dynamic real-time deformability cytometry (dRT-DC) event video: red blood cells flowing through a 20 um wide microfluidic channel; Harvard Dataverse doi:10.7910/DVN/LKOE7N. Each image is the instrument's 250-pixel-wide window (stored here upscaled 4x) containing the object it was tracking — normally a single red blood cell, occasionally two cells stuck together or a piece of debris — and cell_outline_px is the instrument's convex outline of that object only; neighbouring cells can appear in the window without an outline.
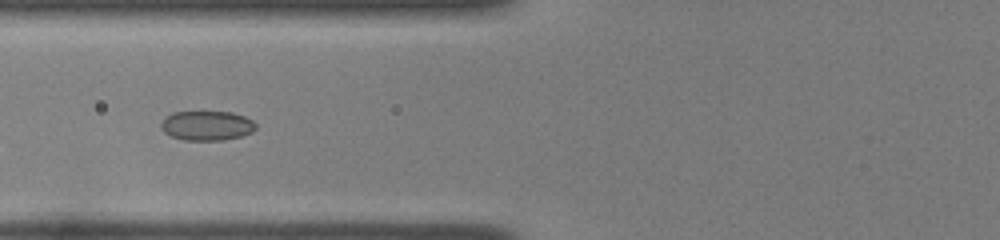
{"species": "common noctule bat (a hibernating species)", "species_latin": "Nyctalus noctula", "temperature_condition": "room temperature", "stored_images_in_passage": 13, "camera_frame_rate_fps": 3000, "um_per_image_px": 0.085, "animal": {"sex": "female", "body_mass_g": 22.0, "forearm_length_mm": 56.7}, "frame": {"image": 1, "passage_image": 10, "time_ms": 3.0, "image_size_px": [1000, 240], "cell_outline_px": [[256, 128], [252, 132], [240, 136], [224, 140], [184, 140], [172, 136], [164, 132], [160, 128], [160, 124], [172, 112], [232, 112], [244, 116], [252, 120], [256, 124]], "centroid_in_image_um": [17.59, 10.68], "position_along_channel_um": 108.2, "area_um2": 16.24}}